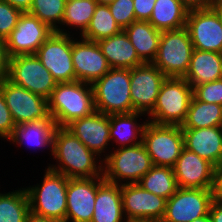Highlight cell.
<instances>
[{"mask_svg":"<svg viewBox=\"0 0 222 222\" xmlns=\"http://www.w3.org/2000/svg\"><path fill=\"white\" fill-rule=\"evenodd\" d=\"M52 157L53 164L47 167L67 178L103 177V159L89 150L66 127H57L55 130Z\"/></svg>","mask_w":222,"mask_h":222,"instance_id":"1","label":"cell"},{"mask_svg":"<svg viewBox=\"0 0 222 222\" xmlns=\"http://www.w3.org/2000/svg\"><path fill=\"white\" fill-rule=\"evenodd\" d=\"M48 109L57 127L90 116L95 112L92 85L78 80L57 83L48 98Z\"/></svg>","mask_w":222,"mask_h":222,"instance_id":"2","label":"cell"},{"mask_svg":"<svg viewBox=\"0 0 222 222\" xmlns=\"http://www.w3.org/2000/svg\"><path fill=\"white\" fill-rule=\"evenodd\" d=\"M41 183L25 187L29 198L30 211L49 219L65 222L68 178L47 166L43 169Z\"/></svg>","mask_w":222,"mask_h":222,"instance_id":"3","label":"cell"},{"mask_svg":"<svg viewBox=\"0 0 222 222\" xmlns=\"http://www.w3.org/2000/svg\"><path fill=\"white\" fill-rule=\"evenodd\" d=\"M143 143L112 149L103 159V179L124 185L135 184L153 167Z\"/></svg>","mask_w":222,"mask_h":222,"instance_id":"4","label":"cell"},{"mask_svg":"<svg viewBox=\"0 0 222 222\" xmlns=\"http://www.w3.org/2000/svg\"><path fill=\"white\" fill-rule=\"evenodd\" d=\"M193 97V87L184 78L166 77L153 110L147 115L156 124L182 125Z\"/></svg>","mask_w":222,"mask_h":222,"instance_id":"5","label":"cell"},{"mask_svg":"<svg viewBox=\"0 0 222 222\" xmlns=\"http://www.w3.org/2000/svg\"><path fill=\"white\" fill-rule=\"evenodd\" d=\"M92 89L95 111L106 115L132 112L130 69L111 68Z\"/></svg>","mask_w":222,"mask_h":222,"instance_id":"6","label":"cell"},{"mask_svg":"<svg viewBox=\"0 0 222 222\" xmlns=\"http://www.w3.org/2000/svg\"><path fill=\"white\" fill-rule=\"evenodd\" d=\"M194 47L186 27L162 31L158 52L152 62L166 77L184 78Z\"/></svg>","mask_w":222,"mask_h":222,"instance_id":"7","label":"cell"},{"mask_svg":"<svg viewBox=\"0 0 222 222\" xmlns=\"http://www.w3.org/2000/svg\"><path fill=\"white\" fill-rule=\"evenodd\" d=\"M142 143L154 166L174 167L184 148L180 125L156 124L148 121Z\"/></svg>","mask_w":222,"mask_h":222,"instance_id":"8","label":"cell"},{"mask_svg":"<svg viewBox=\"0 0 222 222\" xmlns=\"http://www.w3.org/2000/svg\"><path fill=\"white\" fill-rule=\"evenodd\" d=\"M215 189L180 188L167 200L161 222H192L209 215Z\"/></svg>","mask_w":222,"mask_h":222,"instance_id":"9","label":"cell"},{"mask_svg":"<svg viewBox=\"0 0 222 222\" xmlns=\"http://www.w3.org/2000/svg\"><path fill=\"white\" fill-rule=\"evenodd\" d=\"M74 35L53 32L35 55L57 83L75 81L72 61Z\"/></svg>","mask_w":222,"mask_h":222,"instance_id":"10","label":"cell"},{"mask_svg":"<svg viewBox=\"0 0 222 222\" xmlns=\"http://www.w3.org/2000/svg\"><path fill=\"white\" fill-rule=\"evenodd\" d=\"M8 79L34 94L48 99L57 82L36 55H18L9 58Z\"/></svg>","mask_w":222,"mask_h":222,"instance_id":"11","label":"cell"},{"mask_svg":"<svg viewBox=\"0 0 222 222\" xmlns=\"http://www.w3.org/2000/svg\"><path fill=\"white\" fill-rule=\"evenodd\" d=\"M123 214L127 222H161L167 199L144 190L138 183L121 185Z\"/></svg>","mask_w":222,"mask_h":222,"instance_id":"12","label":"cell"},{"mask_svg":"<svg viewBox=\"0 0 222 222\" xmlns=\"http://www.w3.org/2000/svg\"><path fill=\"white\" fill-rule=\"evenodd\" d=\"M0 89L15 125L50 117L48 99L14 84L8 78L0 82Z\"/></svg>","mask_w":222,"mask_h":222,"instance_id":"13","label":"cell"},{"mask_svg":"<svg viewBox=\"0 0 222 222\" xmlns=\"http://www.w3.org/2000/svg\"><path fill=\"white\" fill-rule=\"evenodd\" d=\"M186 28L194 49L222 54V22L213 6L189 10Z\"/></svg>","mask_w":222,"mask_h":222,"instance_id":"14","label":"cell"},{"mask_svg":"<svg viewBox=\"0 0 222 222\" xmlns=\"http://www.w3.org/2000/svg\"><path fill=\"white\" fill-rule=\"evenodd\" d=\"M53 32L54 30L36 16L28 12L22 13L17 25L5 39L8 56L35 55Z\"/></svg>","mask_w":222,"mask_h":222,"instance_id":"15","label":"cell"},{"mask_svg":"<svg viewBox=\"0 0 222 222\" xmlns=\"http://www.w3.org/2000/svg\"><path fill=\"white\" fill-rule=\"evenodd\" d=\"M166 76L152 63L130 69L132 112L146 116L153 110L161 84Z\"/></svg>","mask_w":222,"mask_h":222,"instance_id":"16","label":"cell"},{"mask_svg":"<svg viewBox=\"0 0 222 222\" xmlns=\"http://www.w3.org/2000/svg\"><path fill=\"white\" fill-rule=\"evenodd\" d=\"M173 170L180 188L216 189L217 168L186 148H183Z\"/></svg>","mask_w":222,"mask_h":222,"instance_id":"17","label":"cell"},{"mask_svg":"<svg viewBox=\"0 0 222 222\" xmlns=\"http://www.w3.org/2000/svg\"><path fill=\"white\" fill-rule=\"evenodd\" d=\"M72 61L75 81L91 85L111 69L99 44L81 36H74Z\"/></svg>","mask_w":222,"mask_h":222,"instance_id":"18","label":"cell"},{"mask_svg":"<svg viewBox=\"0 0 222 222\" xmlns=\"http://www.w3.org/2000/svg\"><path fill=\"white\" fill-rule=\"evenodd\" d=\"M66 128L102 159L112 150L109 115L95 111L90 116L73 120Z\"/></svg>","mask_w":222,"mask_h":222,"instance_id":"19","label":"cell"},{"mask_svg":"<svg viewBox=\"0 0 222 222\" xmlns=\"http://www.w3.org/2000/svg\"><path fill=\"white\" fill-rule=\"evenodd\" d=\"M97 195V177L68 178L65 222H91Z\"/></svg>","mask_w":222,"mask_h":222,"instance_id":"20","label":"cell"},{"mask_svg":"<svg viewBox=\"0 0 222 222\" xmlns=\"http://www.w3.org/2000/svg\"><path fill=\"white\" fill-rule=\"evenodd\" d=\"M57 125L54 119L50 116L47 119L24 122L16 125L12 135L6 140L14 147L22 148L27 146V149H37L44 152L45 149L49 152V156L53 153V137ZM40 149V150H39Z\"/></svg>","mask_w":222,"mask_h":222,"instance_id":"21","label":"cell"},{"mask_svg":"<svg viewBox=\"0 0 222 222\" xmlns=\"http://www.w3.org/2000/svg\"><path fill=\"white\" fill-rule=\"evenodd\" d=\"M184 148L212 163L222 164V126L182 128Z\"/></svg>","mask_w":222,"mask_h":222,"instance_id":"22","label":"cell"},{"mask_svg":"<svg viewBox=\"0 0 222 222\" xmlns=\"http://www.w3.org/2000/svg\"><path fill=\"white\" fill-rule=\"evenodd\" d=\"M109 122L112 149L142 143L143 131L148 122L144 113L134 111L131 113L111 114L109 115Z\"/></svg>","mask_w":222,"mask_h":222,"instance_id":"23","label":"cell"},{"mask_svg":"<svg viewBox=\"0 0 222 222\" xmlns=\"http://www.w3.org/2000/svg\"><path fill=\"white\" fill-rule=\"evenodd\" d=\"M91 222H127L123 214L121 185L97 177V195Z\"/></svg>","mask_w":222,"mask_h":222,"instance_id":"24","label":"cell"},{"mask_svg":"<svg viewBox=\"0 0 222 222\" xmlns=\"http://www.w3.org/2000/svg\"><path fill=\"white\" fill-rule=\"evenodd\" d=\"M184 79L193 88L222 79V54L194 49Z\"/></svg>","mask_w":222,"mask_h":222,"instance_id":"25","label":"cell"},{"mask_svg":"<svg viewBox=\"0 0 222 222\" xmlns=\"http://www.w3.org/2000/svg\"><path fill=\"white\" fill-rule=\"evenodd\" d=\"M97 43L111 68L133 69L144 64L123 30Z\"/></svg>","mask_w":222,"mask_h":222,"instance_id":"26","label":"cell"},{"mask_svg":"<svg viewBox=\"0 0 222 222\" xmlns=\"http://www.w3.org/2000/svg\"><path fill=\"white\" fill-rule=\"evenodd\" d=\"M123 31L135 47L136 53L143 63H152L156 58L161 31L148 21L136 20Z\"/></svg>","mask_w":222,"mask_h":222,"instance_id":"27","label":"cell"},{"mask_svg":"<svg viewBox=\"0 0 222 222\" xmlns=\"http://www.w3.org/2000/svg\"><path fill=\"white\" fill-rule=\"evenodd\" d=\"M97 5L95 0H67L61 26L55 32L81 36L88 28Z\"/></svg>","mask_w":222,"mask_h":222,"instance_id":"28","label":"cell"},{"mask_svg":"<svg viewBox=\"0 0 222 222\" xmlns=\"http://www.w3.org/2000/svg\"><path fill=\"white\" fill-rule=\"evenodd\" d=\"M189 9L179 0H156L149 23L159 31L186 27Z\"/></svg>","mask_w":222,"mask_h":222,"instance_id":"29","label":"cell"},{"mask_svg":"<svg viewBox=\"0 0 222 222\" xmlns=\"http://www.w3.org/2000/svg\"><path fill=\"white\" fill-rule=\"evenodd\" d=\"M222 126V105L199 101L194 95L181 128Z\"/></svg>","mask_w":222,"mask_h":222,"instance_id":"30","label":"cell"},{"mask_svg":"<svg viewBox=\"0 0 222 222\" xmlns=\"http://www.w3.org/2000/svg\"><path fill=\"white\" fill-rule=\"evenodd\" d=\"M0 192V222H25L30 212L25 186Z\"/></svg>","mask_w":222,"mask_h":222,"instance_id":"31","label":"cell"},{"mask_svg":"<svg viewBox=\"0 0 222 222\" xmlns=\"http://www.w3.org/2000/svg\"><path fill=\"white\" fill-rule=\"evenodd\" d=\"M144 189L169 199L178 189L172 167L153 166L138 182Z\"/></svg>","mask_w":222,"mask_h":222,"instance_id":"32","label":"cell"},{"mask_svg":"<svg viewBox=\"0 0 222 222\" xmlns=\"http://www.w3.org/2000/svg\"><path fill=\"white\" fill-rule=\"evenodd\" d=\"M121 31L122 29L115 22L108 5L98 4L88 28L81 37L98 42L99 40L119 34Z\"/></svg>","mask_w":222,"mask_h":222,"instance_id":"33","label":"cell"},{"mask_svg":"<svg viewBox=\"0 0 222 222\" xmlns=\"http://www.w3.org/2000/svg\"><path fill=\"white\" fill-rule=\"evenodd\" d=\"M67 0H33L28 13L36 16L56 31L64 17Z\"/></svg>","mask_w":222,"mask_h":222,"instance_id":"34","label":"cell"},{"mask_svg":"<svg viewBox=\"0 0 222 222\" xmlns=\"http://www.w3.org/2000/svg\"><path fill=\"white\" fill-rule=\"evenodd\" d=\"M108 7L122 30L136 21L133 0H115Z\"/></svg>","mask_w":222,"mask_h":222,"instance_id":"35","label":"cell"},{"mask_svg":"<svg viewBox=\"0 0 222 222\" xmlns=\"http://www.w3.org/2000/svg\"><path fill=\"white\" fill-rule=\"evenodd\" d=\"M193 95L199 101L222 105V79L195 86Z\"/></svg>","mask_w":222,"mask_h":222,"instance_id":"36","label":"cell"},{"mask_svg":"<svg viewBox=\"0 0 222 222\" xmlns=\"http://www.w3.org/2000/svg\"><path fill=\"white\" fill-rule=\"evenodd\" d=\"M22 12L0 0V39L5 40L17 25Z\"/></svg>","mask_w":222,"mask_h":222,"instance_id":"37","label":"cell"},{"mask_svg":"<svg viewBox=\"0 0 222 222\" xmlns=\"http://www.w3.org/2000/svg\"><path fill=\"white\" fill-rule=\"evenodd\" d=\"M15 126L10 110L0 89V140L2 139L6 142L12 135Z\"/></svg>","mask_w":222,"mask_h":222,"instance_id":"38","label":"cell"},{"mask_svg":"<svg viewBox=\"0 0 222 222\" xmlns=\"http://www.w3.org/2000/svg\"><path fill=\"white\" fill-rule=\"evenodd\" d=\"M156 0H133L136 20L149 21Z\"/></svg>","mask_w":222,"mask_h":222,"instance_id":"39","label":"cell"},{"mask_svg":"<svg viewBox=\"0 0 222 222\" xmlns=\"http://www.w3.org/2000/svg\"><path fill=\"white\" fill-rule=\"evenodd\" d=\"M9 58L5 40L0 39V82L8 78Z\"/></svg>","mask_w":222,"mask_h":222,"instance_id":"40","label":"cell"},{"mask_svg":"<svg viewBox=\"0 0 222 222\" xmlns=\"http://www.w3.org/2000/svg\"><path fill=\"white\" fill-rule=\"evenodd\" d=\"M211 222H222V199L215 197L209 209Z\"/></svg>","mask_w":222,"mask_h":222,"instance_id":"41","label":"cell"},{"mask_svg":"<svg viewBox=\"0 0 222 222\" xmlns=\"http://www.w3.org/2000/svg\"><path fill=\"white\" fill-rule=\"evenodd\" d=\"M183 5H185L189 10L209 8L214 5L216 0H179Z\"/></svg>","mask_w":222,"mask_h":222,"instance_id":"42","label":"cell"},{"mask_svg":"<svg viewBox=\"0 0 222 222\" xmlns=\"http://www.w3.org/2000/svg\"><path fill=\"white\" fill-rule=\"evenodd\" d=\"M22 13L29 12L33 0H3Z\"/></svg>","mask_w":222,"mask_h":222,"instance_id":"43","label":"cell"},{"mask_svg":"<svg viewBox=\"0 0 222 222\" xmlns=\"http://www.w3.org/2000/svg\"><path fill=\"white\" fill-rule=\"evenodd\" d=\"M25 222H63L56 219H49L44 216L37 215L33 212H29Z\"/></svg>","mask_w":222,"mask_h":222,"instance_id":"44","label":"cell"},{"mask_svg":"<svg viewBox=\"0 0 222 222\" xmlns=\"http://www.w3.org/2000/svg\"><path fill=\"white\" fill-rule=\"evenodd\" d=\"M215 194L222 199V164L217 168Z\"/></svg>","mask_w":222,"mask_h":222,"instance_id":"45","label":"cell"},{"mask_svg":"<svg viewBox=\"0 0 222 222\" xmlns=\"http://www.w3.org/2000/svg\"><path fill=\"white\" fill-rule=\"evenodd\" d=\"M192 222H211L209 215L203 216L201 218L195 219Z\"/></svg>","mask_w":222,"mask_h":222,"instance_id":"46","label":"cell"},{"mask_svg":"<svg viewBox=\"0 0 222 222\" xmlns=\"http://www.w3.org/2000/svg\"><path fill=\"white\" fill-rule=\"evenodd\" d=\"M213 7L218 11L219 17L222 22V7H220L216 2L214 3Z\"/></svg>","mask_w":222,"mask_h":222,"instance_id":"47","label":"cell"},{"mask_svg":"<svg viewBox=\"0 0 222 222\" xmlns=\"http://www.w3.org/2000/svg\"><path fill=\"white\" fill-rule=\"evenodd\" d=\"M97 2V4H102V5H109L112 2H114L115 0H95Z\"/></svg>","mask_w":222,"mask_h":222,"instance_id":"48","label":"cell"},{"mask_svg":"<svg viewBox=\"0 0 222 222\" xmlns=\"http://www.w3.org/2000/svg\"><path fill=\"white\" fill-rule=\"evenodd\" d=\"M216 3H217L220 7H222V0H216Z\"/></svg>","mask_w":222,"mask_h":222,"instance_id":"49","label":"cell"}]
</instances>
